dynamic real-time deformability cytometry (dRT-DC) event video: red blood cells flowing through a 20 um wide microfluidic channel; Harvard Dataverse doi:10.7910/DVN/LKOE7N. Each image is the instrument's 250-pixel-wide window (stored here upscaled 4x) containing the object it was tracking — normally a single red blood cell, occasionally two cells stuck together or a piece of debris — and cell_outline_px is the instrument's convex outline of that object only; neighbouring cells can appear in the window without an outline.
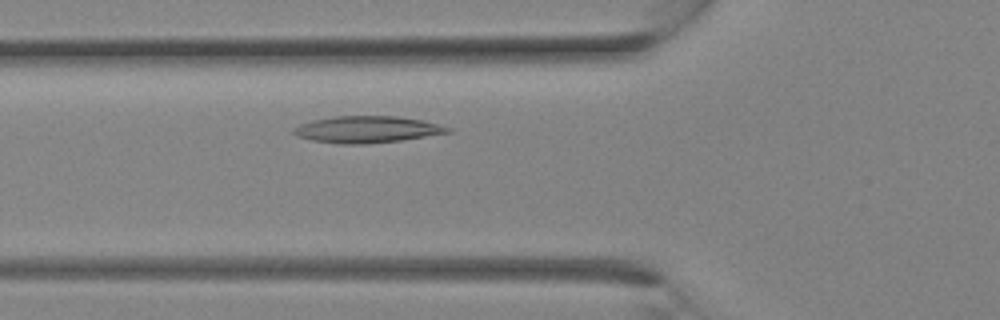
{"species": "Egyptian fruit bat (a non-hibernating species)", "species_latin": "Rousettus aegyptiacus", "temperature_condition": "room temperature", "stored_images_in_passage": 8, "camera_frame_rate_fps": 3000, "um_per_image_px": 0.085, "animal": {"sex": "female"}, "frame": {"image": 1, "passage_image": 6, "time_ms": 1.667, "image_size_px": [1000, 320], "cell_outline_px": [[452, 132], [400, 140], [364, 144], [340, 144], [312, 140], [296, 136], [292, 132], [292, 128], [300, 124], [312, 120], [336, 116], [396, 116], [420, 120], [452, 128]], "centroid_in_image_um": [31.14, 11.0], "position_along_channel_um": 94.7, "area_um2": 23.81}}
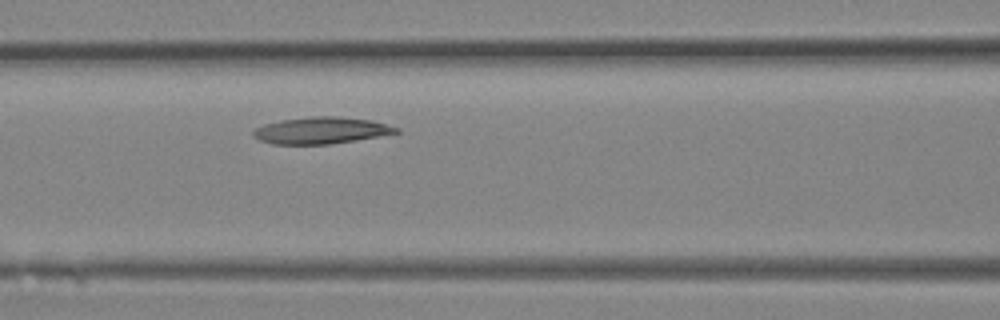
{"frame": {"image": 2, "passage_image": 8, "time_ms": 2.333, "image_size_px": [1000, 320], "cell_outline_px": [[400, 132], [356, 140], [328, 144], [272, 144], [260, 140], [252, 136], [252, 132], [256, 128], [264, 124], [280, 120], [312, 116], [336, 116], [372, 120], [400, 128]], "centroid_in_image_um": [27.28, 11.08], "position_along_channel_um": 139.3, "area_um2": 22.2}}